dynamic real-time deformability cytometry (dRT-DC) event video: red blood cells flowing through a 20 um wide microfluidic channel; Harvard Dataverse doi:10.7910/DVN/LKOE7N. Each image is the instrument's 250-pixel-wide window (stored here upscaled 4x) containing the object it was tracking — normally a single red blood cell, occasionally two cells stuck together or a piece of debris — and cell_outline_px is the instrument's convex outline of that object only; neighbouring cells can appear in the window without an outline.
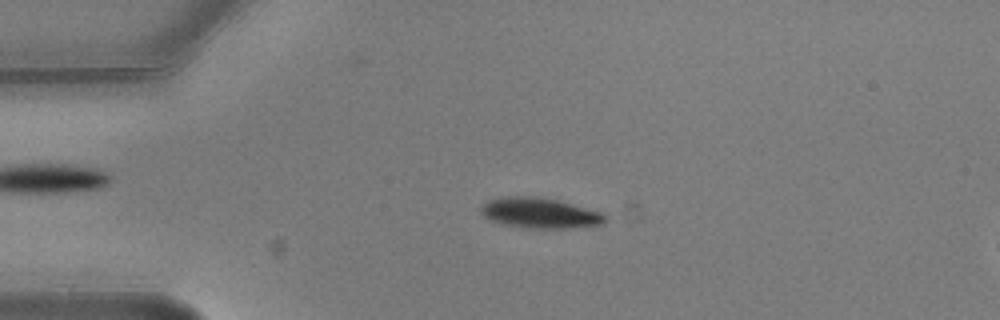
{"species": "common noctule bat (a hibernating species)", "species_latin": "Nyctalus noctula", "temperature_condition": "warm", "stored_images_in_passage": 5, "segment_of_instrument_passage": [1, 2], "camera_frame_rate_fps": 3000, "um_per_image_px": 0.085, "animal": {"sex": "male", "body_mass_g": 20.5, "forearm_length_mm": 52.5}, "frame": {"image": 1, "passage_image": 3, "time_ms": 0.667, "image_size_px": [1000, 320], "cell_outline_px": [[608, 220], [604, 224], [572, 228], [532, 228], [504, 224], [492, 220], [484, 216], [480, 212], [480, 208], [488, 200], [504, 196], [532, 196], [556, 200], [604, 212], [608, 216]], "centroid_in_image_um": [45.95, 18.1], "position_along_channel_um": 39.0, "area_um2": 22.02}}